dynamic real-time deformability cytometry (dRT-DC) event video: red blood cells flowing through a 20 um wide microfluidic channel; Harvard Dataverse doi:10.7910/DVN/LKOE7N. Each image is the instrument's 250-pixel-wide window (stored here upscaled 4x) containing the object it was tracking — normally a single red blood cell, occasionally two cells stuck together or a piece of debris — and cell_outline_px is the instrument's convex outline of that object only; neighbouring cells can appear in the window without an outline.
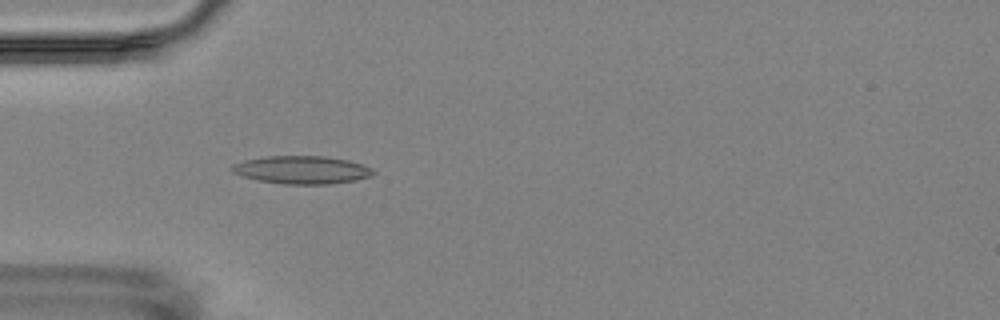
{"species": "Egyptian fruit bat (a non-hibernating species)", "species_latin": "Rousettus aegyptiacus", "temperature_condition": "room temperature", "stored_images_in_passage": 4, "camera_frame_rate_fps": 3000, "um_per_image_px": 0.085, "animal": {"sex": "female"}, "frame": {"image": 1, "passage_image": 4, "time_ms": 4.333, "image_size_px": [1000, 320], "cell_outline_px": [[376, 172], [372, 176], [356, 180], [328, 184], [284, 184], [256, 180], [240, 176], [232, 172], [228, 168], [232, 164], [244, 160], [264, 156], [324, 156], [348, 160], [372, 168]], "centroid_in_image_um": [25.6, 14.44], "position_along_channel_um": 59.4, "area_um2": 23.24}}